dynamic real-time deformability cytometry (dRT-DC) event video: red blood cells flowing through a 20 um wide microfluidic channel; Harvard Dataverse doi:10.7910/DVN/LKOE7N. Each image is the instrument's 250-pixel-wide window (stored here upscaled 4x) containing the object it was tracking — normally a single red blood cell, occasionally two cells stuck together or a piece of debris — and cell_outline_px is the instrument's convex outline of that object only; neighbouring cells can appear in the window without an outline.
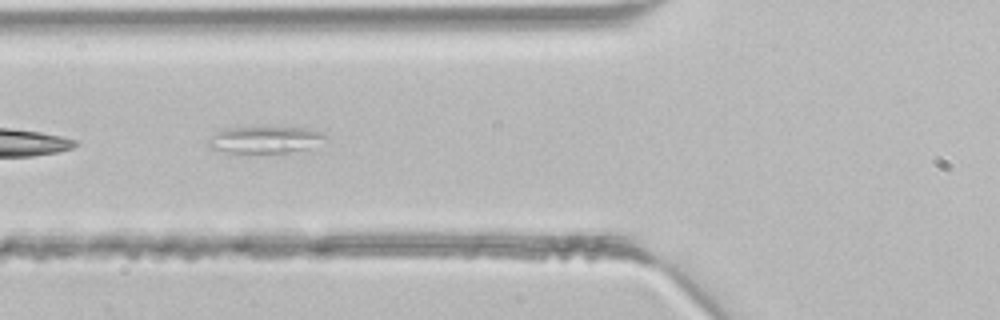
{"species": "common noctule bat (a hibernating species)", "species_latin": "Nyctalus noctula", "temperature_condition": "room temperature", "stored_images_in_passage": 3, "camera_frame_rate_fps": 3000, "um_per_image_px": 0.085, "animal": {"sex": "male", "body_mass_g": 21.5, "forearm_length_mm": 52.0}, "frame": {"image": 1, "passage_image": 3, "time_ms": 0.667, "image_size_px": [1000, 320], "cell_outline_px": [[328, 136], [308, 148], [288, 152], [228, 152], [212, 148], [208, 144], [208, 140], [212, 136], [224, 128], [312, 128]], "centroid_in_image_um": [22.52, 11.87], "position_along_channel_um": 103.3, "area_um2": 17.57}}